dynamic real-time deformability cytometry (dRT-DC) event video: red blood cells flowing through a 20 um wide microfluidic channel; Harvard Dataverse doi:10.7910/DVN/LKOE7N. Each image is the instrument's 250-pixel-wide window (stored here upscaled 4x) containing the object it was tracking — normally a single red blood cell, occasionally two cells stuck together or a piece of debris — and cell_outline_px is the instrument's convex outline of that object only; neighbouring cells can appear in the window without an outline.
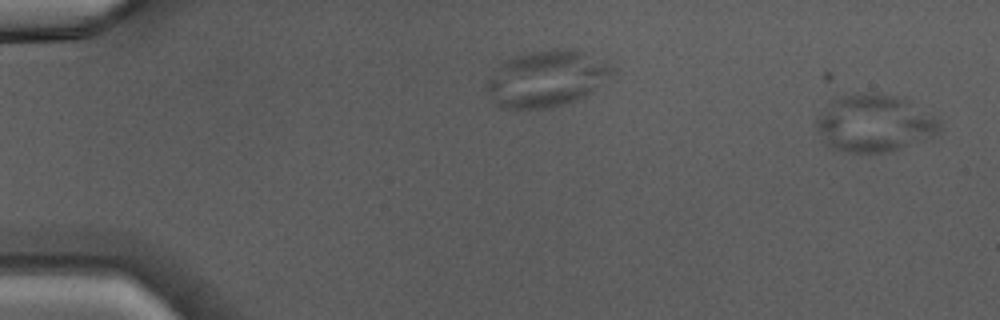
{"species": "Egyptian fruit bat (a non-hibernating species)", "species_latin": "Rousettus aegyptiacus", "temperature_condition": "warm", "stored_images_in_passage": 6, "camera_frame_rate_fps": 3000, "um_per_image_px": 0.085, "animal": {"sex": "male"}, "frame": {"image": 1, "passage_image": 1, "time_ms": 0.0, "image_size_px": [1000, 320], "cell_outline_px": [[940, 132], [924, 140], [900, 148], [884, 152], [844, 152], [828, 148], [824, 144], [816, 128], [816, 120], [828, 100], [840, 96], [864, 92], [876, 92], [896, 96], [912, 100], [940, 120]], "centroid_in_image_um": [74.3, 10.45], "position_along_channel_um": 10.7, "area_um2": 41.91}}